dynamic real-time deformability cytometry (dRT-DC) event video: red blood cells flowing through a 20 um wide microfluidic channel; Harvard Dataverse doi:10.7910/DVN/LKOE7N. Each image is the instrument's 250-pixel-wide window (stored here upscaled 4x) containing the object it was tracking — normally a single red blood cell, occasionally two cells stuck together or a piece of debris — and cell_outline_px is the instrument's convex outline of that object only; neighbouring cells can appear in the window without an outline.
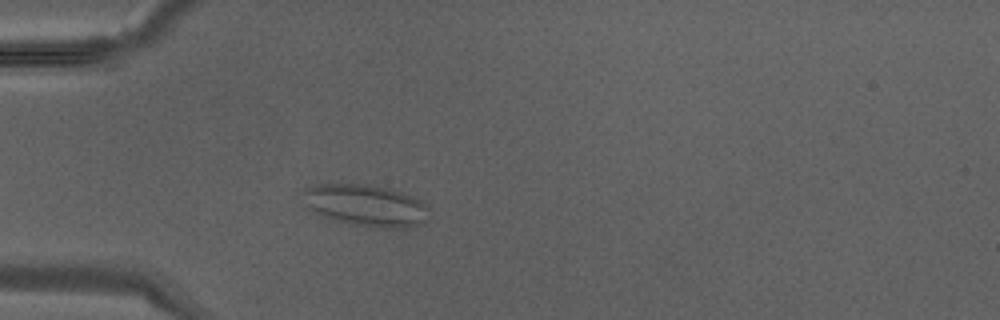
{"species": "Egyptian fruit bat (a non-hibernating species)", "species_latin": "Rousettus aegyptiacus", "temperature_condition": "warm", "stored_images_in_passage": 36, "camera_frame_rate_fps": 3000, "um_per_image_px": 0.085, "animal": {"sex": "male"}, "frame": {"image": 1, "passage_image": 8, "time_ms": 2.333, "image_size_px": [1000, 320], "cell_outline_px": [[428, 208], [424, 220], [416, 224], [404, 228], [376, 228], [352, 224], [320, 216], [308, 208], [304, 204], [300, 192], [304, 188], [312, 184], [368, 184], [388, 188], [420, 200]], "centroid_in_image_um": [30.96, 17.44], "position_along_channel_um": 54.0, "area_um2": 30.63}}
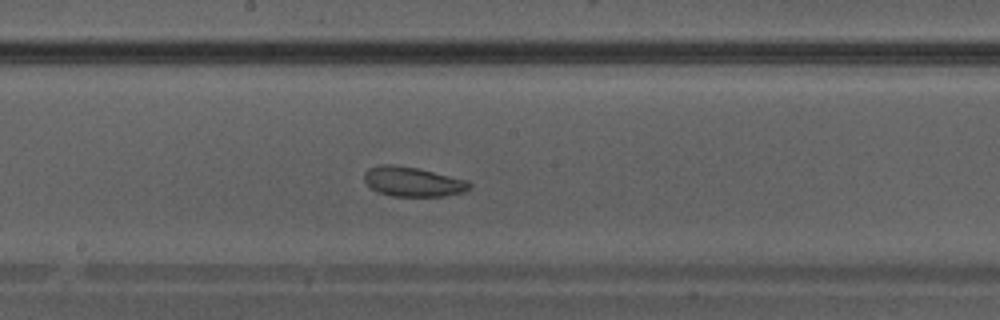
{"frame": {"image": 2, "passage_image": 18, "time_ms": 5.667, "image_size_px": [1000, 320], "cell_outline_px": [[472, 188], [464, 192], [444, 196], [392, 196], [376, 192], [364, 180], [364, 172], [368, 168], [380, 164], [392, 164], [416, 168], [468, 180], [472, 184]], "centroid_in_image_um": [35.09, 15.45], "position_along_channel_um": 213.1, "area_um2": 18.26}}
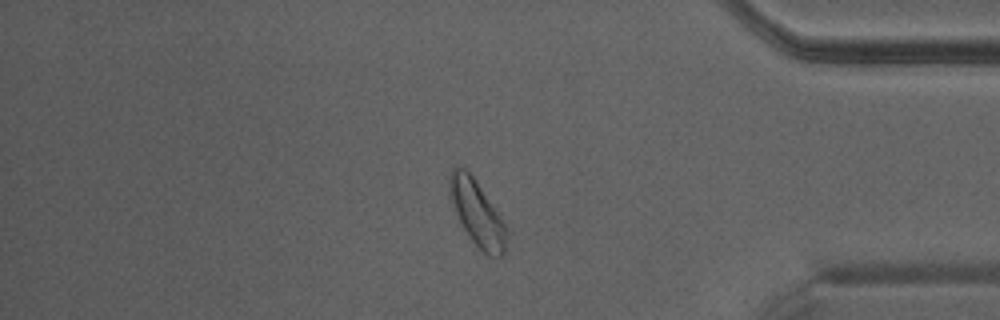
{"frame": {"image": 3, "passage_image": 30, "time_ms": 9.667, "image_size_px": [1000, 320], "cell_outline_px": [[512, 232], [504, 252], [500, 256], [484, 256], [472, 240], [464, 228], [448, 196], [448, 180], [452, 168], [464, 168], [472, 176]], "centroid_in_image_um": [40.61, 18.18], "position_along_channel_um": 394.6, "area_um2": 21.96}}